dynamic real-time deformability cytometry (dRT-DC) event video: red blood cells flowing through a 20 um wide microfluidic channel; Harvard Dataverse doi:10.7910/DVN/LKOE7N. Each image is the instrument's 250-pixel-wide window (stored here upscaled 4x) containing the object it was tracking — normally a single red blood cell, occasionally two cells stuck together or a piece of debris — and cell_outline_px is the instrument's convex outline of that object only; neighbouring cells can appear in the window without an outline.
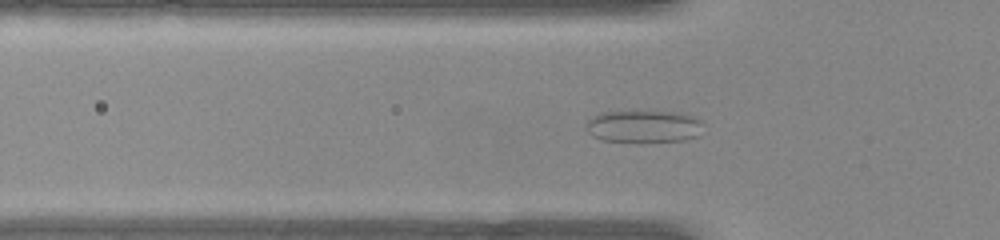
{"species": "common noctule bat (a hibernating species)", "species_latin": "Nyctalus noctula", "temperature_condition": "warm", "stored_images_in_passage": 50, "camera_frame_rate_fps": 3000, "um_per_image_px": 0.085, "animal": {"sex": "female", "body_mass_g": 22.0, "forearm_length_mm": 56.7}, "frame": {"image": 1, "passage_image": 15, "time_ms": 4.667, "image_size_px": [1000, 240], "cell_outline_px": [[704, 124], [700, 136], [684, 140], [640, 144], [636, 144], [604, 140], [592, 136], [584, 128], [584, 124], [592, 116], [600, 112], [636, 108], [680, 112], [692, 116], [700, 120]], "centroid_in_image_um": [54.69, 10.72], "position_along_channel_um": 71.1, "area_um2": 24.1}}
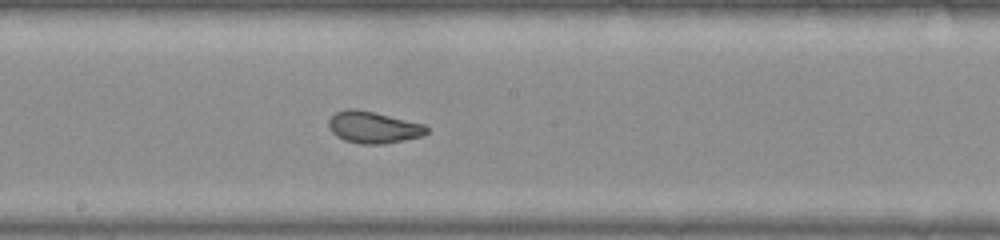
{"frame": {"image": 2, "passage_image": 26, "time_ms": 8.333, "image_size_px": [1000, 240], "cell_outline_px": [[428, 132], [424, 136], [384, 144], [360, 144], [344, 140], [336, 136], [328, 128], [328, 120], [336, 112], [348, 108], [356, 108], [424, 124], [428, 128]], "centroid_in_image_um": [31.72, 10.83], "position_along_channel_um": 216.5, "area_um2": 18.21}}
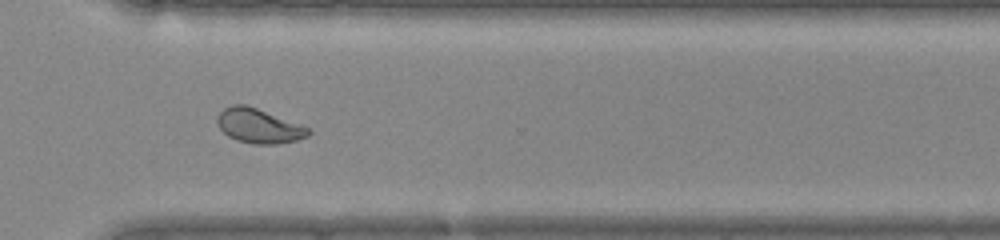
{"frame": {"image": 3, "passage_image": 36, "time_ms": 11.667, "image_size_px": [1000, 240], "cell_outline_px": [[312, 132], [308, 136], [296, 140], [276, 144], [252, 144], [236, 140], [228, 136], [220, 128], [216, 120], [220, 112], [224, 108], [232, 104], [244, 104], [256, 108], [300, 124], [308, 128]], "centroid_in_image_um": [21.98, 10.71], "position_along_channel_um": 348.6, "area_um2": 18.15}, "authors_computed_cell_mechanics": {"area_um2": 19.3052, "velocity_mm_per_s": 3.961, "shape_relaxation_time_tau1_ms": null, "shape_relaxation_time_tau2_ms": 0.9317, "deformation_change_tau1": null, "deformation_change_tau2": 0.0725}}